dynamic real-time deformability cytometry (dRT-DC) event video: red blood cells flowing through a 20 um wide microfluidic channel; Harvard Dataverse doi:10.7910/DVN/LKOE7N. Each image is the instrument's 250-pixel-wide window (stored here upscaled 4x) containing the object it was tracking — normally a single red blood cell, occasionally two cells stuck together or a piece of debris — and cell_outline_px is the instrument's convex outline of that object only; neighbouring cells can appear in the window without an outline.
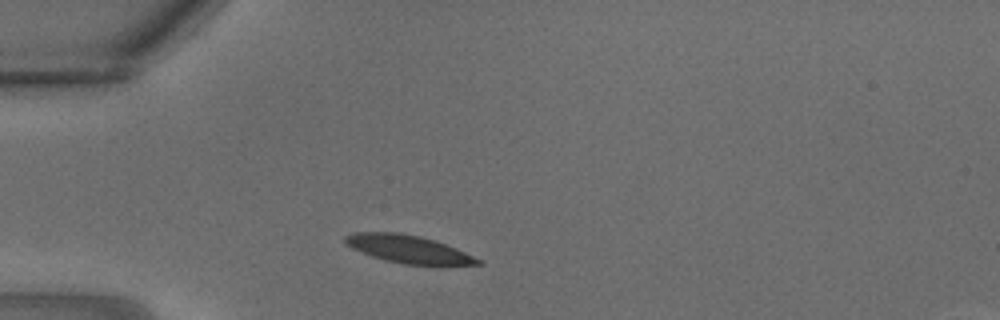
{"species": "common noctule bat (a hibernating species)", "species_latin": "Nyctalus noctula", "temperature_condition": "warm", "stored_images_in_passage": 4, "camera_frame_rate_fps": 3000, "um_per_image_px": 0.085, "animal": {"sex": "male", "body_mass_g": 18.8}, "frame": {"image": 1, "passage_image": 1, "time_ms": 0.0, "image_size_px": [1000, 320], "cell_outline_px": [[484, 264], [404, 264], [384, 260], [372, 256], [352, 248], [344, 244], [344, 236], [352, 232], [400, 232], [420, 236], [436, 240], [456, 248], [484, 260]], "centroid_in_image_um": [34.68, 21.15], "position_along_channel_um": 50.3, "area_um2": 21.5}}
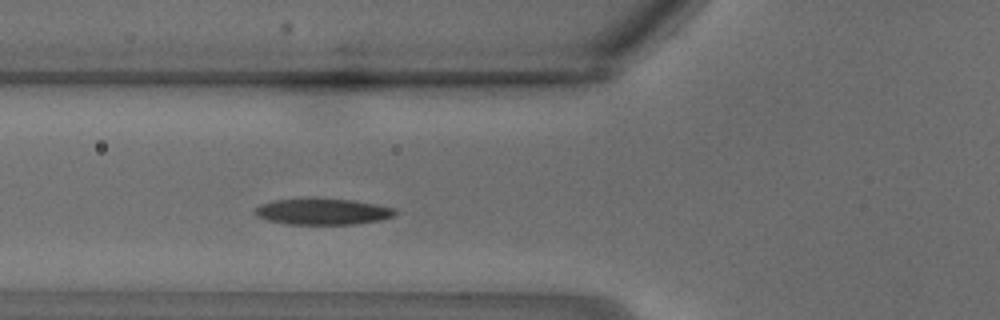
{"frame": {"image": 2, "passage_image": 4, "time_ms": 1.0, "image_size_px": [1000, 320], "cell_outline_px": [[396, 216], [380, 220], [356, 224], [288, 224], [268, 220], [256, 216], [252, 212], [260, 204], [272, 200], [300, 196], [312, 196], [352, 200], [376, 204], [396, 208]], "centroid_in_image_um": [27.38, 17.94], "position_along_channel_um": 98.4, "area_um2": 22.31}}